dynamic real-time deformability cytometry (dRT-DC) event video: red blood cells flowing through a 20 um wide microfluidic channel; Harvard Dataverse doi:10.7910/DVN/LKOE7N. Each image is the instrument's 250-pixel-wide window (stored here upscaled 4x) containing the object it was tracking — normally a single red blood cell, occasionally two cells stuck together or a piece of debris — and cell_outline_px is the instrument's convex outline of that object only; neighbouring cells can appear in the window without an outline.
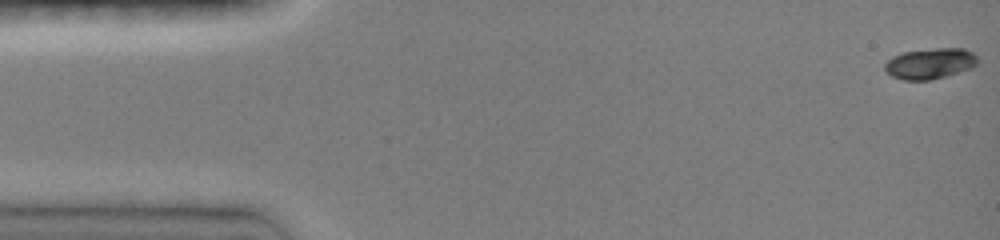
{"species": "common noctule bat (a hibernating species)", "species_latin": "Nyctalus noctula", "temperature_condition": "room temperature", "stored_images_in_passage": 10, "camera_frame_rate_fps": 3000, "um_per_image_px": 0.085, "animal": {"sex": "female", "body_mass_g": 19.0, "forearm_length_mm": 51.5}, "frame": {"image": 1, "passage_image": 1, "time_ms": 0.0, "image_size_px": [1000, 240], "cell_outline_px": [[980, 60], [972, 68], [932, 80], [904, 80], [892, 76], [884, 68], [884, 64], [892, 56], [904, 52], [936, 48], [964, 48], [972, 52]], "centroid_in_image_um": [79.07, 5.4], "position_along_channel_um": 5.9, "area_um2": 16.65}}
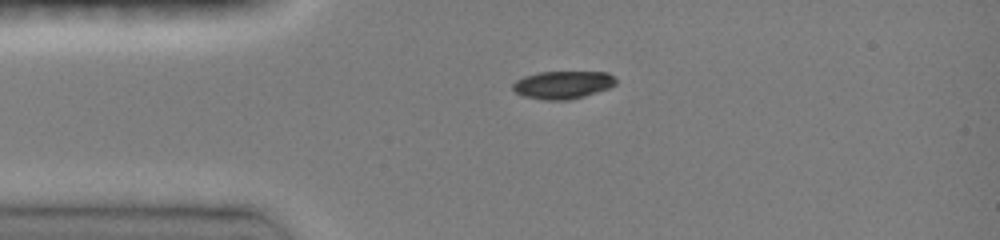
{"frame": {"image": 2, "passage_image": 7, "time_ms": 3.333, "image_size_px": [1000, 240], "cell_outline_px": [[616, 84], [608, 88], [584, 96], [568, 100], [544, 100], [524, 96], [516, 92], [512, 88], [512, 84], [516, 80], [524, 76], [540, 72], [608, 72], [616, 80]], "centroid_in_image_um": [47.82, 7.21], "position_along_channel_um": 37.2, "area_um2": 16.59}}
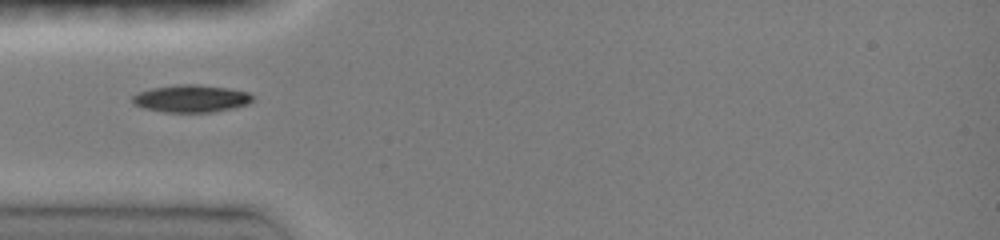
{"frame": {"image": 3, "passage_image": 9, "time_ms": 4.667, "image_size_px": [1000, 240], "cell_outline_px": [[252, 100], [248, 104], [216, 112], [164, 112], [144, 108], [132, 104], [132, 96], [140, 92], [152, 88], [180, 84], [196, 84], [228, 88], [248, 92], [252, 96]], "centroid_in_image_um": [16.24, 8.38], "position_along_channel_um": 68.8, "area_um2": 19.13}}